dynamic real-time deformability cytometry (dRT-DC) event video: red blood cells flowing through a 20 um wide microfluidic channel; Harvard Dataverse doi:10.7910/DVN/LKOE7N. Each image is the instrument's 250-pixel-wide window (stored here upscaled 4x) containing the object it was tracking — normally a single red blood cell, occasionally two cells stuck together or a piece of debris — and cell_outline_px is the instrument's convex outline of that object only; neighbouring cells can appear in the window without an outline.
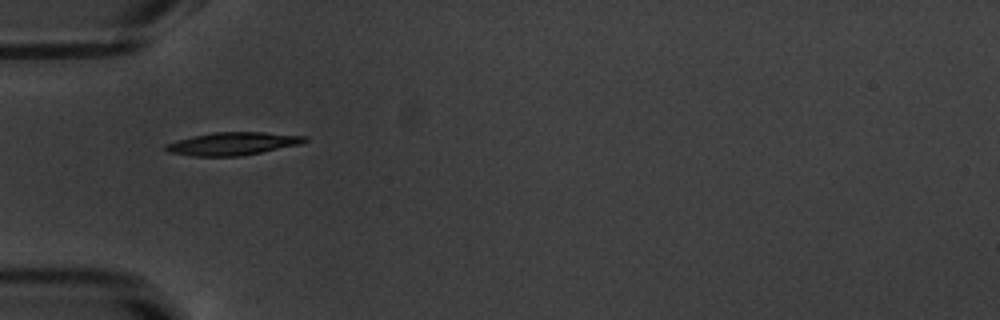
{"species": "common noctule bat (a hibernating species)", "species_latin": "Nyctalus noctula", "temperature_condition": "warm", "stored_images_in_passage": 37, "camera_frame_rate_fps": 3000, "um_per_image_px": 0.085, "animal": {"sex": "male", "body_mass_g": 20.1, "forearm_length_mm": 53.5}, "frame": {"image": 1, "passage_image": 1, "time_ms": 0.0, "image_size_px": [1000, 320], "cell_outline_px": [[308, 140], [300, 144], [240, 156], [192, 156], [168, 152], [164, 148], [168, 144], [176, 140], [192, 136], [216, 132], [264, 132], [308, 136]], "centroid_in_image_um": [19.79, 12.21], "position_along_channel_um": 65.2, "area_um2": 18.38}}
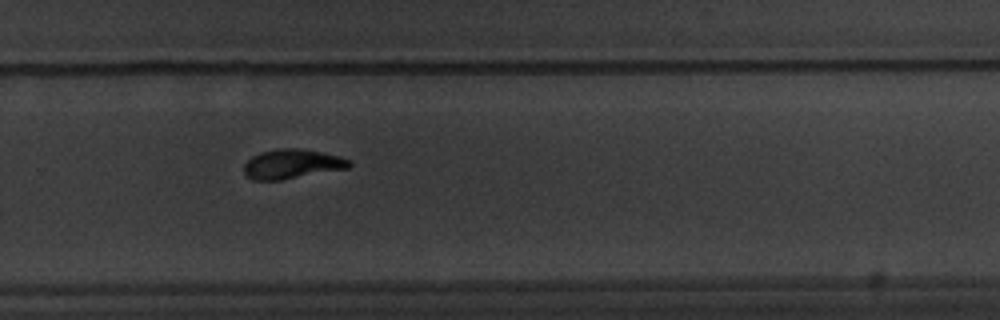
{"frame": {"image": 2, "passage_image": 20, "time_ms": 6.333, "image_size_px": [1000, 320], "cell_outline_px": [[352, 164], [348, 168], [280, 180], [252, 180], [244, 172], [244, 164], [252, 156], [260, 152], [276, 148], [296, 148], [320, 152], [340, 156], [348, 160]], "centroid_in_image_um": [24.79, 13.93], "position_along_channel_um": 305.0, "area_um2": 17.92}}
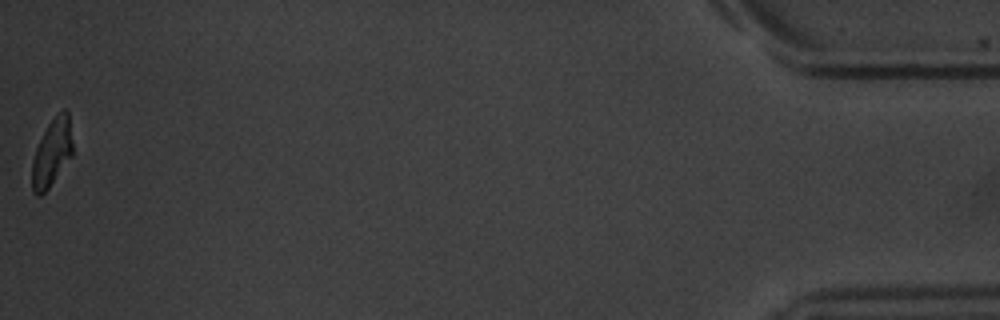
{"frame": {"image": 3, "passage_image": 37, "time_ms": 12.0, "image_size_px": [1000, 320], "cell_outline_px": [[72, 156], [48, 188], [40, 196], [36, 196], [32, 192], [32, 160], [36, 148], [48, 124], [64, 108], [68, 112], [72, 144]], "centroid_in_image_um": [4.4, 13.01], "position_along_channel_um": 430.8, "area_um2": 15.66}, "authors_computed_cell_mechanics": {"area_um2": 18.3226, "velocity_mm_per_s": 3.8117, "shape_relaxation_time_tau1_ms": 2.846, "shape_relaxation_time_tau2_ms": 2.2491, "deformation_change_tau1": 0.1551, "deformation_change_tau2": 0.0778}}